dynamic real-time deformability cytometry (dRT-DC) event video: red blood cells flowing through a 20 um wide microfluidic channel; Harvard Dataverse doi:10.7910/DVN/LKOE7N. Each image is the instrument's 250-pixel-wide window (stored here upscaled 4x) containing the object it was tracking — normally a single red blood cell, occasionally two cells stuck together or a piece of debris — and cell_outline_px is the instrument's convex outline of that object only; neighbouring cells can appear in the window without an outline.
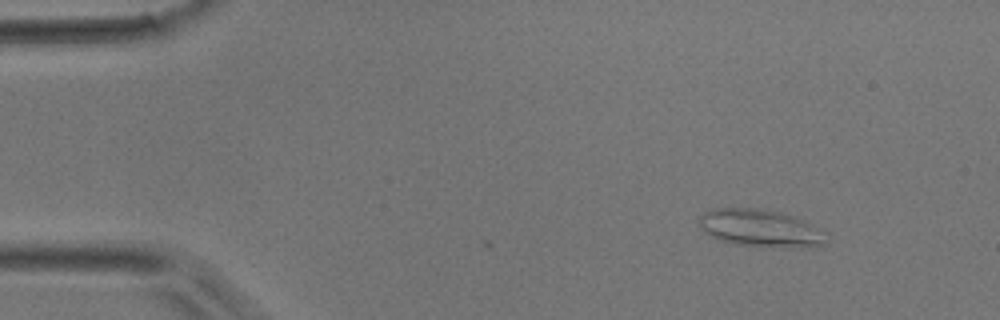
{"species": "common noctule bat (a hibernating species)", "species_latin": "Nyctalus noctula", "temperature_condition": "room temperature", "stored_images_in_passage": 33, "camera_frame_rate_fps": 3000, "um_per_image_px": 0.085, "animal": {"sex": "male", "body_mass_g": 17.9}, "frame": {"image": 1, "passage_image": 1, "time_ms": 0.0, "image_size_px": [1000, 320], "cell_outline_px": [[828, 244], [812, 248], [756, 248], [716, 240], [704, 232], [696, 224], [700, 216], [704, 212], [712, 208], [756, 208], [780, 212], [792, 216], [808, 224]], "centroid_in_image_um": [64.48, 19.43], "position_along_channel_um": 20.5, "area_um2": 27.92}}
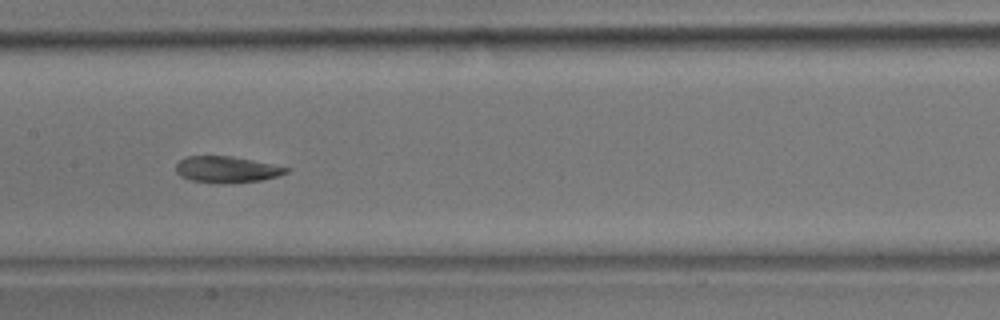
{"frame": {"image": 2, "passage_image": 19, "time_ms": 6.0, "image_size_px": [1000, 320], "cell_outline_px": [[292, 168], [288, 172], [276, 176], [260, 180], [192, 180], [180, 176], [176, 172], [176, 164], [180, 160], [188, 156], [232, 156]], "centroid_in_image_um": [19.27, 14.34], "position_along_channel_um": 188.1, "area_um2": 15.84}}
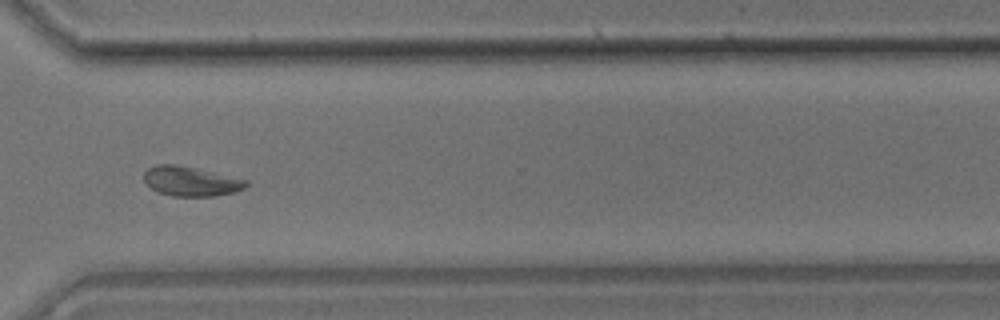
{"frame": {"image": 3, "passage_image": 31, "time_ms": 10.0, "image_size_px": [1000, 320], "cell_outline_px": [[248, 184], [244, 188], [236, 192], [216, 196], [172, 196], [160, 192], [152, 188], [144, 180], [144, 172], [148, 168], [156, 164], [176, 164], [196, 168], [248, 180]], "centroid_in_image_um": [16.24, 15.4], "position_along_channel_um": 354.4, "area_um2": 17.57}}